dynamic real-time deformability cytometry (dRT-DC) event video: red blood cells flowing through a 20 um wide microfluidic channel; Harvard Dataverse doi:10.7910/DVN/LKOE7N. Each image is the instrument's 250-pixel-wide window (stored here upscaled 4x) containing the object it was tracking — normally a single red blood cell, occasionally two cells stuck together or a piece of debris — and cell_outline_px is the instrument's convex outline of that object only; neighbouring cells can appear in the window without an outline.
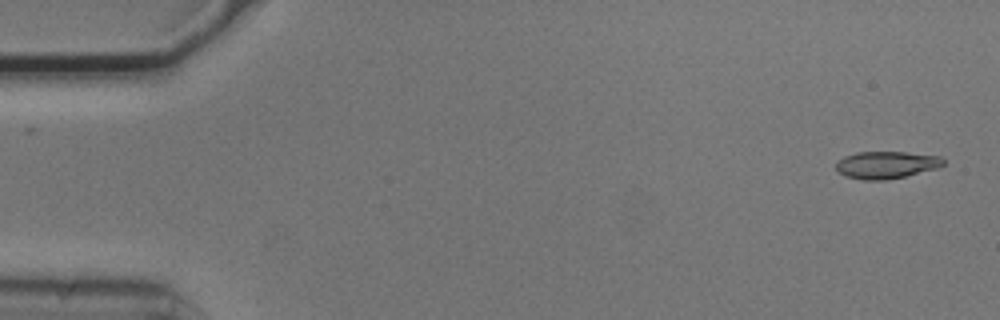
{"species": "common noctule bat (a hibernating species)", "species_latin": "Nyctalus noctula", "temperature_condition": "cold", "stored_images_in_passage": 15, "camera_frame_rate_fps": 3000, "um_per_image_px": 0.085, "animal": {"sex": "male", "body_mass_g": 20.5, "forearm_length_mm": 52.5}, "frame": {"image": 1, "passage_image": 1, "time_ms": 0.0, "image_size_px": [1000, 320], "cell_outline_px": [[944, 164], [936, 168], [904, 176], [884, 180], [864, 180], [844, 176], [836, 168], [836, 164], [844, 156], [856, 152], [904, 152], [940, 156], [944, 160]], "centroid_in_image_um": [75.31, 14.01], "position_along_channel_um": 9.7, "area_um2": 16.82}}
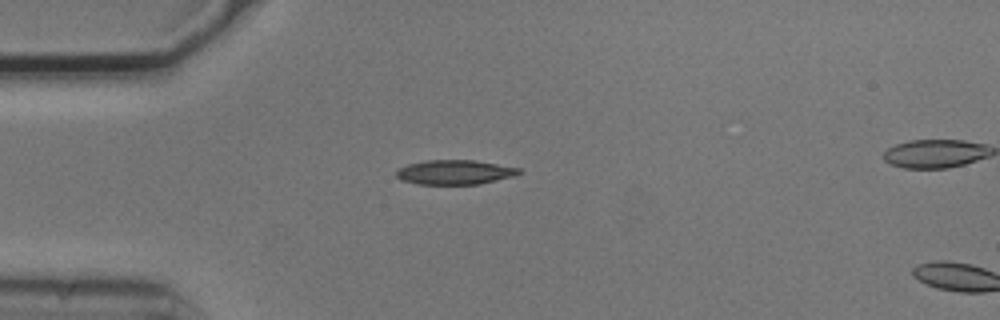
{"frame": {"image": 2, "passage_image": 13, "time_ms": 4.0, "image_size_px": [1000, 320], "cell_outline_px": [[524, 172], [512, 176], [480, 184], [420, 184], [400, 180], [396, 176], [396, 168], [408, 164], [424, 160], [476, 160], [520, 168]], "centroid_in_image_um": [38.63, 14.63], "position_along_channel_um": 46.4, "area_um2": 17.63}}